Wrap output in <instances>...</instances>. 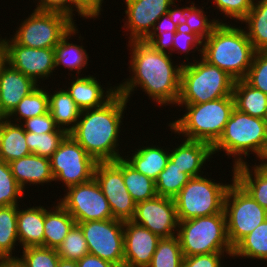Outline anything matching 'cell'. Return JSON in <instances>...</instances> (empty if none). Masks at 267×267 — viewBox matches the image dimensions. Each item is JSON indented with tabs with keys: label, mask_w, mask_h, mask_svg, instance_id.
Segmentation results:
<instances>
[{
	"label": "cell",
	"mask_w": 267,
	"mask_h": 267,
	"mask_svg": "<svg viewBox=\"0 0 267 267\" xmlns=\"http://www.w3.org/2000/svg\"><path fill=\"white\" fill-rule=\"evenodd\" d=\"M235 108L253 117L264 119L267 94L250 86L244 79L236 80L233 88Z\"/></svg>",
	"instance_id": "cell-28"
},
{
	"label": "cell",
	"mask_w": 267,
	"mask_h": 267,
	"mask_svg": "<svg viewBox=\"0 0 267 267\" xmlns=\"http://www.w3.org/2000/svg\"><path fill=\"white\" fill-rule=\"evenodd\" d=\"M49 159L54 181H62L66 188L88 182L94 177L97 162L70 134Z\"/></svg>",
	"instance_id": "cell-11"
},
{
	"label": "cell",
	"mask_w": 267,
	"mask_h": 267,
	"mask_svg": "<svg viewBox=\"0 0 267 267\" xmlns=\"http://www.w3.org/2000/svg\"><path fill=\"white\" fill-rule=\"evenodd\" d=\"M55 92L53 94L48 92L49 112L59 128L70 132L78 122L81 110L66 89L60 88Z\"/></svg>",
	"instance_id": "cell-29"
},
{
	"label": "cell",
	"mask_w": 267,
	"mask_h": 267,
	"mask_svg": "<svg viewBox=\"0 0 267 267\" xmlns=\"http://www.w3.org/2000/svg\"><path fill=\"white\" fill-rule=\"evenodd\" d=\"M6 119V116L1 112L0 110V128H1V125L3 123V121Z\"/></svg>",
	"instance_id": "cell-56"
},
{
	"label": "cell",
	"mask_w": 267,
	"mask_h": 267,
	"mask_svg": "<svg viewBox=\"0 0 267 267\" xmlns=\"http://www.w3.org/2000/svg\"><path fill=\"white\" fill-rule=\"evenodd\" d=\"M35 10L59 12L67 15L73 20V7H75L70 0H38Z\"/></svg>",
	"instance_id": "cell-49"
},
{
	"label": "cell",
	"mask_w": 267,
	"mask_h": 267,
	"mask_svg": "<svg viewBox=\"0 0 267 267\" xmlns=\"http://www.w3.org/2000/svg\"><path fill=\"white\" fill-rule=\"evenodd\" d=\"M57 267H78V264L76 261H68L60 258Z\"/></svg>",
	"instance_id": "cell-54"
},
{
	"label": "cell",
	"mask_w": 267,
	"mask_h": 267,
	"mask_svg": "<svg viewBox=\"0 0 267 267\" xmlns=\"http://www.w3.org/2000/svg\"><path fill=\"white\" fill-rule=\"evenodd\" d=\"M78 267H118L115 264L103 260L96 255L86 254L82 259L77 261Z\"/></svg>",
	"instance_id": "cell-51"
},
{
	"label": "cell",
	"mask_w": 267,
	"mask_h": 267,
	"mask_svg": "<svg viewBox=\"0 0 267 267\" xmlns=\"http://www.w3.org/2000/svg\"><path fill=\"white\" fill-rule=\"evenodd\" d=\"M25 192L17 183L9 163L0 160V206L19 205Z\"/></svg>",
	"instance_id": "cell-42"
},
{
	"label": "cell",
	"mask_w": 267,
	"mask_h": 267,
	"mask_svg": "<svg viewBox=\"0 0 267 267\" xmlns=\"http://www.w3.org/2000/svg\"><path fill=\"white\" fill-rule=\"evenodd\" d=\"M75 6V11L78 12L80 17L84 18H97L101 15L103 0H70Z\"/></svg>",
	"instance_id": "cell-50"
},
{
	"label": "cell",
	"mask_w": 267,
	"mask_h": 267,
	"mask_svg": "<svg viewBox=\"0 0 267 267\" xmlns=\"http://www.w3.org/2000/svg\"><path fill=\"white\" fill-rule=\"evenodd\" d=\"M257 158H259V162L260 161H262V162L258 165L255 163V165L259 168L267 170V138H266L265 144L263 146V149Z\"/></svg>",
	"instance_id": "cell-53"
},
{
	"label": "cell",
	"mask_w": 267,
	"mask_h": 267,
	"mask_svg": "<svg viewBox=\"0 0 267 267\" xmlns=\"http://www.w3.org/2000/svg\"><path fill=\"white\" fill-rule=\"evenodd\" d=\"M94 178L109 202L114 219L132 220L136 202L128 192L123 180V157L115 161L97 162Z\"/></svg>",
	"instance_id": "cell-13"
},
{
	"label": "cell",
	"mask_w": 267,
	"mask_h": 267,
	"mask_svg": "<svg viewBox=\"0 0 267 267\" xmlns=\"http://www.w3.org/2000/svg\"><path fill=\"white\" fill-rule=\"evenodd\" d=\"M216 8L224 13L226 17L242 21L250 9L252 8L255 0H213Z\"/></svg>",
	"instance_id": "cell-46"
},
{
	"label": "cell",
	"mask_w": 267,
	"mask_h": 267,
	"mask_svg": "<svg viewBox=\"0 0 267 267\" xmlns=\"http://www.w3.org/2000/svg\"><path fill=\"white\" fill-rule=\"evenodd\" d=\"M128 46L132 53L129 57L132 76L117 86V92L129 101L132 91L139 86L160 106L177 104L182 66L173 65L164 45L131 41Z\"/></svg>",
	"instance_id": "cell-1"
},
{
	"label": "cell",
	"mask_w": 267,
	"mask_h": 267,
	"mask_svg": "<svg viewBox=\"0 0 267 267\" xmlns=\"http://www.w3.org/2000/svg\"><path fill=\"white\" fill-rule=\"evenodd\" d=\"M225 253L232 257L233 252H215L184 257L183 267H222L221 258Z\"/></svg>",
	"instance_id": "cell-48"
},
{
	"label": "cell",
	"mask_w": 267,
	"mask_h": 267,
	"mask_svg": "<svg viewBox=\"0 0 267 267\" xmlns=\"http://www.w3.org/2000/svg\"><path fill=\"white\" fill-rule=\"evenodd\" d=\"M249 166L246 162L233 168L234 179L267 210V170Z\"/></svg>",
	"instance_id": "cell-27"
},
{
	"label": "cell",
	"mask_w": 267,
	"mask_h": 267,
	"mask_svg": "<svg viewBox=\"0 0 267 267\" xmlns=\"http://www.w3.org/2000/svg\"><path fill=\"white\" fill-rule=\"evenodd\" d=\"M47 91L43 88L37 87L33 92L25 96L13 109V111L6 117L11 121V117L16 116L17 122L22 123L21 120H27L32 117L44 115L49 112V97ZM10 118V119H9Z\"/></svg>",
	"instance_id": "cell-36"
},
{
	"label": "cell",
	"mask_w": 267,
	"mask_h": 267,
	"mask_svg": "<svg viewBox=\"0 0 267 267\" xmlns=\"http://www.w3.org/2000/svg\"><path fill=\"white\" fill-rule=\"evenodd\" d=\"M128 100L118 92L102 107L81 111L69 134L96 161H115L119 153V133Z\"/></svg>",
	"instance_id": "cell-2"
},
{
	"label": "cell",
	"mask_w": 267,
	"mask_h": 267,
	"mask_svg": "<svg viewBox=\"0 0 267 267\" xmlns=\"http://www.w3.org/2000/svg\"><path fill=\"white\" fill-rule=\"evenodd\" d=\"M124 267H148L161 239L132 220L123 221Z\"/></svg>",
	"instance_id": "cell-18"
},
{
	"label": "cell",
	"mask_w": 267,
	"mask_h": 267,
	"mask_svg": "<svg viewBox=\"0 0 267 267\" xmlns=\"http://www.w3.org/2000/svg\"><path fill=\"white\" fill-rule=\"evenodd\" d=\"M75 20L59 12L33 10L22 21L11 39L32 48H55L60 39L75 25Z\"/></svg>",
	"instance_id": "cell-10"
},
{
	"label": "cell",
	"mask_w": 267,
	"mask_h": 267,
	"mask_svg": "<svg viewBox=\"0 0 267 267\" xmlns=\"http://www.w3.org/2000/svg\"><path fill=\"white\" fill-rule=\"evenodd\" d=\"M191 178L169 160L155 182L157 196L173 199Z\"/></svg>",
	"instance_id": "cell-38"
},
{
	"label": "cell",
	"mask_w": 267,
	"mask_h": 267,
	"mask_svg": "<svg viewBox=\"0 0 267 267\" xmlns=\"http://www.w3.org/2000/svg\"><path fill=\"white\" fill-rule=\"evenodd\" d=\"M177 237L184 257L215 252H233L225 213L179 221Z\"/></svg>",
	"instance_id": "cell-7"
},
{
	"label": "cell",
	"mask_w": 267,
	"mask_h": 267,
	"mask_svg": "<svg viewBox=\"0 0 267 267\" xmlns=\"http://www.w3.org/2000/svg\"><path fill=\"white\" fill-rule=\"evenodd\" d=\"M206 176L192 177L173 198L179 221L224 213V198L230 184Z\"/></svg>",
	"instance_id": "cell-8"
},
{
	"label": "cell",
	"mask_w": 267,
	"mask_h": 267,
	"mask_svg": "<svg viewBox=\"0 0 267 267\" xmlns=\"http://www.w3.org/2000/svg\"><path fill=\"white\" fill-rule=\"evenodd\" d=\"M123 180L128 192L136 203L150 200L157 196L155 181L141 174L124 158Z\"/></svg>",
	"instance_id": "cell-34"
},
{
	"label": "cell",
	"mask_w": 267,
	"mask_h": 267,
	"mask_svg": "<svg viewBox=\"0 0 267 267\" xmlns=\"http://www.w3.org/2000/svg\"><path fill=\"white\" fill-rule=\"evenodd\" d=\"M69 132L30 133L26 132V143L31 154L50 158Z\"/></svg>",
	"instance_id": "cell-39"
},
{
	"label": "cell",
	"mask_w": 267,
	"mask_h": 267,
	"mask_svg": "<svg viewBox=\"0 0 267 267\" xmlns=\"http://www.w3.org/2000/svg\"><path fill=\"white\" fill-rule=\"evenodd\" d=\"M30 154L23 126L6 118L0 128V160L10 163Z\"/></svg>",
	"instance_id": "cell-24"
},
{
	"label": "cell",
	"mask_w": 267,
	"mask_h": 267,
	"mask_svg": "<svg viewBox=\"0 0 267 267\" xmlns=\"http://www.w3.org/2000/svg\"><path fill=\"white\" fill-rule=\"evenodd\" d=\"M180 27V16L177 7L174 6L171 12L157 20L152 32L144 41L148 44L163 45Z\"/></svg>",
	"instance_id": "cell-41"
},
{
	"label": "cell",
	"mask_w": 267,
	"mask_h": 267,
	"mask_svg": "<svg viewBox=\"0 0 267 267\" xmlns=\"http://www.w3.org/2000/svg\"><path fill=\"white\" fill-rule=\"evenodd\" d=\"M132 221L144 226L160 238L177 235L179 220L174 199L156 196L136 203Z\"/></svg>",
	"instance_id": "cell-16"
},
{
	"label": "cell",
	"mask_w": 267,
	"mask_h": 267,
	"mask_svg": "<svg viewBox=\"0 0 267 267\" xmlns=\"http://www.w3.org/2000/svg\"><path fill=\"white\" fill-rule=\"evenodd\" d=\"M66 190V195L57 202L70 213L76 223L113 218L109 202L94 177Z\"/></svg>",
	"instance_id": "cell-14"
},
{
	"label": "cell",
	"mask_w": 267,
	"mask_h": 267,
	"mask_svg": "<svg viewBox=\"0 0 267 267\" xmlns=\"http://www.w3.org/2000/svg\"><path fill=\"white\" fill-rule=\"evenodd\" d=\"M165 48L169 47V53L178 51L189 54L190 50H198L200 54L203 51V39L194 32H189L180 27L169 39L163 44ZM200 46V47H199ZM171 49V50H170ZM180 50V51H179Z\"/></svg>",
	"instance_id": "cell-44"
},
{
	"label": "cell",
	"mask_w": 267,
	"mask_h": 267,
	"mask_svg": "<svg viewBox=\"0 0 267 267\" xmlns=\"http://www.w3.org/2000/svg\"><path fill=\"white\" fill-rule=\"evenodd\" d=\"M266 138L267 123L264 119L250 116L234 108L222 135L212 146L213 155L224 151L228 157H234L233 168H235L246 163L244 159L250 154L249 152L258 157Z\"/></svg>",
	"instance_id": "cell-6"
},
{
	"label": "cell",
	"mask_w": 267,
	"mask_h": 267,
	"mask_svg": "<svg viewBox=\"0 0 267 267\" xmlns=\"http://www.w3.org/2000/svg\"><path fill=\"white\" fill-rule=\"evenodd\" d=\"M48 210L43 206H33L25 210L18 206L17 233L22 248L44 246V220Z\"/></svg>",
	"instance_id": "cell-23"
},
{
	"label": "cell",
	"mask_w": 267,
	"mask_h": 267,
	"mask_svg": "<svg viewBox=\"0 0 267 267\" xmlns=\"http://www.w3.org/2000/svg\"><path fill=\"white\" fill-rule=\"evenodd\" d=\"M264 120H265L266 123H267V109H266V113H265V116H264Z\"/></svg>",
	"instance_id": "cell-57"
},
{
	"label": "cell",
	"mask_w": 267,
	"mask_h": 267,
	"mask_svg": "<svg viewBox=\"0 0 267 267\" xmlns=\"http://www.w3.org/2000/svg\"><path fill=\"white\" fill-rule=\"evenodd\" d=\"M178 13L180 16L181 27L189 32H194L205 40L213 31V29L219 24L223 23L220 20H208L205 12L202 8H197L195 3L191 6L178 7Z\"/></svg>",
	"instance_id": "cell-35"
},
{
	"label": "cell",
	"mask_w": 267,
	"mask_h": 267,
	"mask_svg": "<svg viewBox=\"0 0 267 267\" xmlns=\"http://www.w3.org/2000/svg\"><path fill=\"white\" fill-rule=\"evenodd\" d=\"M74 79L67 92L81 111L102 107L117 93L115 86L107 88L108 91L105 92L103 90L105 87H102L96 77L90 75L77 76Z\"/></svg>",
	"instance_id": "cell-20"
},
{
	"label": "cell",
	"mask_w": 267,
	"mask_h": 267,
	"mask_svg": "<svg viewBox=\"0 0 267 267\" xmlns=\"http://www.w3.org/2000/svg\"><path fill=\"white\" fill-rule=\"evenodd\" d=\"M127 18L124 28L130 33L129 42L144 41L152 32L157 20L171 12L176 0H124ZM129 29V30H128Z\"/></svg>",
	"instance_id": "cell-17"
},
{
	"label": "cell",
	"mask_w": 267,
	"mask_h": 267,
	"mask_svg": "<svg viewBox=\"0 0 267 267\" xmlns=\"http://www.w3.org/2000/svg\"><path fill=\"white\" fill-rule=\"evenodd\" d=\"M23 123H21V125L23 126L25 132L37 133V134L51 133V132H67L66 130L61 129L56 125L54 119L51 117L50 112L44 115H39L24 120Z\"/></svg>",
	"instance_id": "cell-47"
},
{
	"label": "cell",
	"mask_w": 267,
	"mask_h": 267,
	"mask_svg": "<svg viewBox=\"0 0 267 267\" xmlns=\"http://www.w3.org/2000/svg\"><path fill=\"white\" fill-rule=\"evenodd\" d=\"M9 39L0 38V49L11 67L37 84L38 79H47L53 73L55 70L54 48L25 47L16 44L11 38Z\"/></svg>",
	"instance_id": "cell-15"
},
{
	"label": "cell",
	"mask_w": 267,
	"mask_h": 267,
	"mask_svg": "<svg viewBox=\"0 0 267 267\" xmlns=\"http://www.w3.org/2000/svg\"><path fill=\"white\" fill-rule=\"evenodd\" d=\"M133 156H125V160L141 174L156 182L159 174L164 170L169 161L170 152L161 147L147 146L136 149Z\"/></svg>",
	"instance_id": "cell-26"
},
{
	"label": "cell",
	"mask_w": 267,
	"mask_h": 267,
	"mask_svg": "<svg viewBox=\"0 0 267 267\" xmlns=\"http://www.w3.org/2000/svg\"><path fill=\"white\" fill-rule=\"evenodd\" d=\"M240 256L267 261V218L233 247L232 257Z\"/></svg>",
	"instance_id": "cell-32"
},
{
	"label": "cell",
	"mask_w": 267,
	"mask_h": 267,
	"mask_svg": "<svg viewBox=\"0 0 267 267\" xmlns=\"http://www.w3.org/2000/svg\"><path fill=\"white\" fill-rule=\"evenodd\" d=\"M17 213L18 205L0 206V259L15 258L12 251L19 243Z\"/></svg>",
	"instance_id": "cell-33"
},
{
	"label": "cell",
	"mask_w": 267,
	"mask_h": 267,
	"mask_svg": "<svg viewBox=\"0 0 267 267\" xmlns=\"http://www.w3.org/2000/svg\"><path fill=\"white\" fill-rule=\"evenodd\" d=\"M180 97L177 104H201L233 96L235 79L203 58L181 63Z\"/></svg>",
	"instance_id": "cell-5"
},
{
	"label": "cell",
	"mask_w": 267,
	"mask_h": 267,
	"mask_svg": "<svg viewBox=\"0 0 267 267\" xmlns=\"http://www.w3.org/2000/svg\"><path fill=\"white\" fill-rule=\"evenodd\" d=\"M23 255L18 258L25 267H57L60 256L54 248L30 246L23 248Z\"/></svg>",
	"instance_id": "cell-43"
},
{
	"label": "cell",
	"mask_w": 267,
	"mask_h": 267,
	"mask_svg": "<svg viewBox=\"0 0 267 267\" xmlns=\"http://www.w3.org/2000/svg\"><path fill=\"white\" fill-rule=\"evenodd\" d=\"M244 80L250 86L267 94V52H255L252 65Z\"/></svg>",
	"instance_id": "cell-45"
},
{
	"label": "cell",
	"mask_w": 267,
	"mask_h": 267,
	"mask_svg": "<svg viewBox=\"0 0 267 267\" xmlns=\"http://www.w3.org/2000/svg\"><path fill=\"white\" fill-rule=\"evenodd\" d=\"M183 259L177 235L161 238L148 267H183Z\"/></svg>",
	"instance_id": "cell-37"
},
{
	"label": "cell",
	"mask_w": 267,
	"mask_h": 267,
	"mask_svg": "<svg viewBox=\"0 0 267 267\" xmlns=\"http://www.w3.org/2000/svg\"><path fill=\"white\" fill-rule=\"evenodd\" d=\"M187 111L182 118L170 122V129L187 140L201 141L213 146L222 135L235 108L233 96L201 104H177ZM185 105V106H183Z\"/></svg>",
	"instance_id": "cell-4"
},
{
	"label": "cell",
	"mask_w": 267,
	"mask_h": 267,
	"mask_svg": "<svg viewBox=\"0 0 267 267\" xmlns=\"http://www.w3.org/2000/svg\"><path fill=\"white\" fill-rule=\"evenodd\" d=\"M9 166L13 177L23 190L28 183L41 185L54 181L49 158L30 154L11 161Z\"/></svg>",
	"instance_id": "cell-22"
},
{
	"label": "cell",
	"mask_w": 267,
	"mask_h": 267,
	"mask_svg": "<svg viewBox=\"0 0 267 267\" xmlns=\"http://www.w3.org/2000/svg\"><path fill=\"white\" fill-rule=\"evenodd\" d=\"M170 151L169 160L183 173L191 177L201 176V168L212 157V146L208 143L185 139Z\"/></svg>",
	"instance_id": "cell-21"
},
{
	"label": "cell",
	"mask_w": 267,
	"mask_h": 267,
	"mask_svg": "<svg viewBox=\"0 0 267 267\" xmlns=\"http://www.w3.org/2000/svg\"><path fill=\"white\" fill-rule=\"evenodd\" d=\"M6 62L5 60V56H4V53L3 51L0 49V69L2 67V65Z\"/></svg>",
	"instance_id": "cell-55"
},
{
	"label": "cell",
	"mask_w": 267,
	"mask_h": 267,
	"mask_svg": "<svg viewBox=\"0 0 267 267\" xmlns=\"http://www.w3.org/2000/svg\"><path fill=\"white\" fill-rule=\"evenodd\" d=\"M232 171V184L226 191L223 210L226 216L228 239L234 247L266 220L267 210L234 179V169Z\"/></svg>",
	"instance_id": "cell-9"
},
{
	"label": "cell",
	"mask_w": 267,
	"mask_h": 267,
	"mask_svg": "<svg viewBox=\"0 0 267 267\" xmlns=\"http://www.w3.org/2000/svg\"><path fill=\"white\" fill-rule=\"evenodd\" d=\"M75 224V219L59 202L51 207L45 213L44 247L57 249Z\"/></svg>",
	"instance_id": "cell-25"
},
{
	"label": "cell",
	"mask_w": 267,
	"mask_h": 267,
	"mask_svg": "<svg viewBox=\"0 0 267 267\" xmlns=\"http://www.w3.org/2000/svg\"><path fill=\"white\" fill-rule=\"evenodd\" d=\"M257 1V2H255ZM252 8L241 21L248 30L247 37L256 52L267 51V0H255Z\"/></svg>",
	"instance_id": "cell-31"
},
{
	"label": "cell",
	"mask_w": 267,
	"mask_h": 267,
	"mask_svg": "<svg viewBox=\"0 0 267 267\" xmlns=\"http://www.w3.org/2000/svg\"><path fill=\"white\" fill-rule=\"evenodd\" d=\"M39 84L5 62L0 69V110L7 117Z\"/></svg>",
	"instance_id": "cell-19"
},
{
	"label": "cell",
	"mask_w": 267,
	"mask_h": 267,
	"mask_svg": "<svg viewBox=\"0 0 267 267\" xmlns=\"http://www.w3.org/2000/svg\"><path fill=\"white\" fill-rule=\"evenodd\" d=\"M74 25L61 39L60 42L55 46V68L63 66L70 71L76 70V74H80L81 70L84 69L88 64V54L83 48V45H77L74 43H69L71 35H75L76 29Z\"/></svg>",
	"instance_id": "cell-30"
},
{
	"label": "cell",
	"mask_w": 267,
	"mask_h": 267,
	"mask_svg": "<svg viewBox=\"0 0 267 267\" xmlns=\"http://www.w3.org/2000/svg\"><path fill=\"white\" fill-rule=\"evenodd\" d=\"M56 250L61 259L76 262L89 253L83 231L78 224L72 227Z\"/></svg>",
	"instance_id": "cell-40"
},
{
	"label": "cell",
	"mask_w": 267,
	"mask_h": 267,
	"mask_svg": "<svg viewBox=\"0 0 267 267\" xmlns=\"http://www.w3.org/2000/svg\"><path fill=\"white\" fill-rule=\"evenodd\" d=\"M76 224L83 231L90 254L124 267L123 221L112 218Z\"/></svg>",
	"instance_id": "cell-12"
},
{
	"label": "cell",
	"mask_w": 267,
	"mask_h": 267,
	"mask_svg": "<svg viewBox=\"0 0 267 267\" xmlns=\"http://www.w3.org/2000/svg\"><path fill=\"white\" fill-rule=\"evenodd\" d=\"M255 49L241 27L219 23L203 40L201 57L235 80H243L252 65Z\"/></svg>",
	"instance_id": "cell-3"
},
{
	"label": "cell",
	"mask_w": 267,
	"mask_h": 267,
	"mask_svg": "<svg viewBox=\"0 0 267 267\" xmlns=\"http://www.w3.org/2000/svg\"><path fill=\"white\" fill-rule=\"evenodd\" d=\"M0 267H25L18 258L0 259Z\"/></svg>",
	"instance_id": "cell-52"
}]
</instances>
